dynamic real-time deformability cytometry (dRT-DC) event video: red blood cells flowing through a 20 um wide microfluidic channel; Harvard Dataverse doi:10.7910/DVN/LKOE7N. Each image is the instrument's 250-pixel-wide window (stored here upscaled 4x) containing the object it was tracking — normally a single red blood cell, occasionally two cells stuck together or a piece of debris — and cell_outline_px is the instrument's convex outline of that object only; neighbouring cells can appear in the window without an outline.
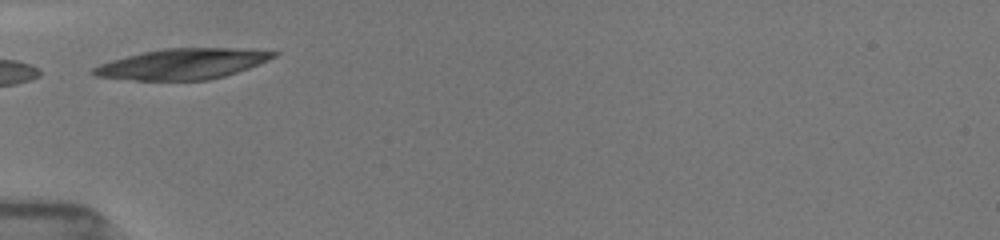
{"species": "common noctule bat (a hibernating species)", "species_latin": "Nyctalus noctula", "temperature_condition": "room temperature", "stored_images_in_passage": 14, "camera_frame_rate_fps": 3000, "um_per_image_px": 0.085, "animal": {"sex": "female", "body_mass_g": 19.5, "forearm_length_mm": 54.1}, "frame": {"image": 1, "passage_image": 1, "time_ms": 0.0, "image_size_px": [1000, 240], "cell_outline_px": [[280, 52], [276, 56], [268, 60], [248, 68], [224, 76], [208, 80], [136, 80], [96, 76], [88, 72], [92, 68], [100, 64], [112, 60], [144, 52], [164, 48], [252, 48]], "centroid_in_image_um": [15.55, 5.42], "position_along_channel_um": 69.4, "area_um2": 32.08}}
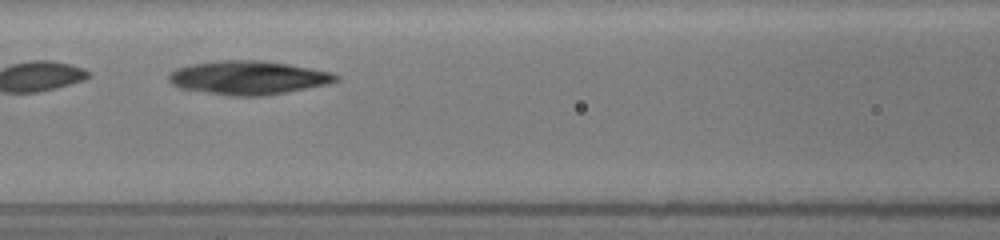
{"frame": {"image": 2, "passage_image": 7, "time_ms": 2.0, "image_size_px": [1000, 240], "cell_outline_px": [[340, 76], [336, 80], [328, 84], [264, 96], [232, 96], [180, 88], [172, 84], [168, 80], [168, 76], [176, 68], [192, 64], [220, 60], [260, 60], [288, 64], [332, 72]], "centroid_in_image_um": [21.1, 6.6], "position_along_channel_um": 145.5, "area_um2": 32.6}}